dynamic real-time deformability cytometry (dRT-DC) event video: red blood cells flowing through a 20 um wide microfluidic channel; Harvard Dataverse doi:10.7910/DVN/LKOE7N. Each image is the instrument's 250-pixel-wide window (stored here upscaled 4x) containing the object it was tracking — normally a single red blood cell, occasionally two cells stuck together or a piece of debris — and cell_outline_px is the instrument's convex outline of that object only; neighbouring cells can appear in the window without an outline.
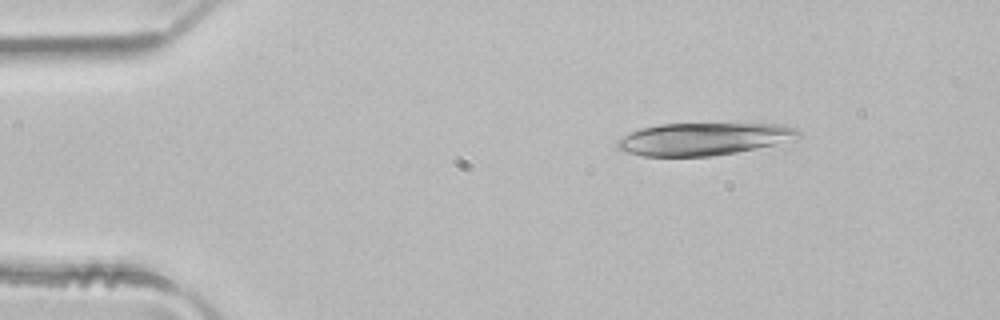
{"species": "common noctule bat (a hibernating species)", "species_latin": "Nyctalus noctula", "temperature_condition": "room temperature", "stored_images_in_passage": 2, "camera_frame_rate_fps": 3000, "um_per_image_px": 0.085, "animal": {"sex": "male", "body_mass_g": 21.5, "forearm_length_mm": 52.0}, "frame": {"image": 1, "passage_image": 1, "time_ms": 0.0, "image_size_px": [1000, 320], "cell_outline_px": [[800, 136], [796, 140], [736, 152], [712, 156], [640, 156], [616, 148], [616, 140], [640, 128], [660, 124], [780, 124], [796, 128], [800, 132]], "centroid_in_image_um": [59.81, 11.81], "position_along_channel_um": 25.2, "area_um2": 34.22}}